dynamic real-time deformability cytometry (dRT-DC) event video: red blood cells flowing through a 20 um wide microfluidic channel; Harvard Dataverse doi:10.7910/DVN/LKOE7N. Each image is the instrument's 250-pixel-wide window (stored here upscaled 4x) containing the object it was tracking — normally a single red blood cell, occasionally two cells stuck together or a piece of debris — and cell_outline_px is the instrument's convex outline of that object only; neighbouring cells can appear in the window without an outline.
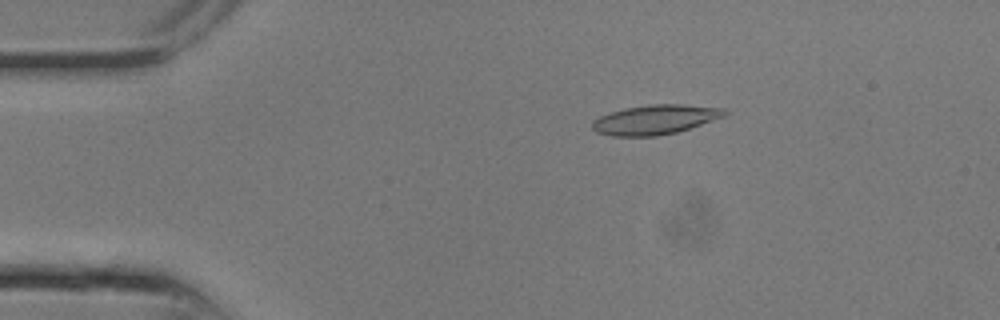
{"species": "common noctule bat (a hibernating species)", "species_latin": "Nyctalus noctula", "temperature_condition": "room temperature", "stored_images_in_passage": 21, "camera_frame_rate_fps": 3000, "um_per_image_px": 0.085, "animal": {"sex": "male", "body_mass_g": 13.3}, "frame": {"image": 1, "passage_image": 1, "time_ms": 0.0, "image_size_px": [1000, 320], "cell_outline_px": [[728, 112], [724, 116], [676, 132], [656, 136], [612, 136], [596, 132], [592, 128], [592, 120], [600, 116], [624, 108], [648, 104], [684, 104], [724, 108]], "centroid_in_image_um": [55.66, 10.16], "position_along_channel_um": 29.3, "area_um2": 22.66}}
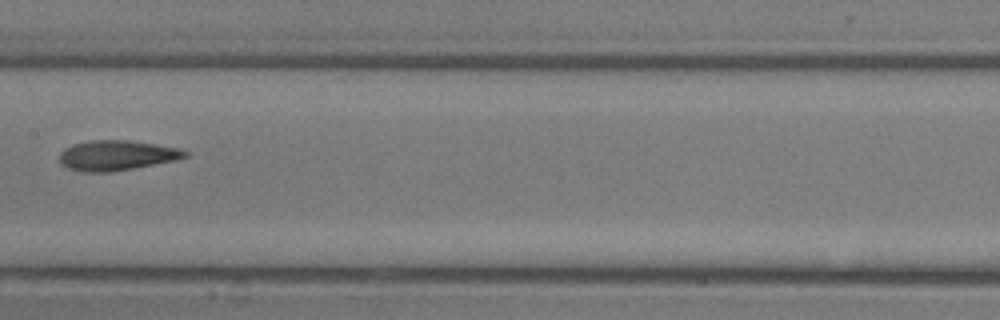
{"frame": {"image": 2, "passage_image": 9, "time_ms": 2.667, "image_size_px": [1000, 320], "cell_outline_px": [[188, 156], [176, 160], [132, 168], [108, 172], [80, 172], [68, 168], [60, 164], [60, 152], [64, 148], [72, 144], [92, 140], [128, 140], [156, 144], [180, 148], [188, 152]], "centroid_in_image_um": [9.9, 13.2], "position_along_channel_um": 197.5, "area_um2": 22.02}}
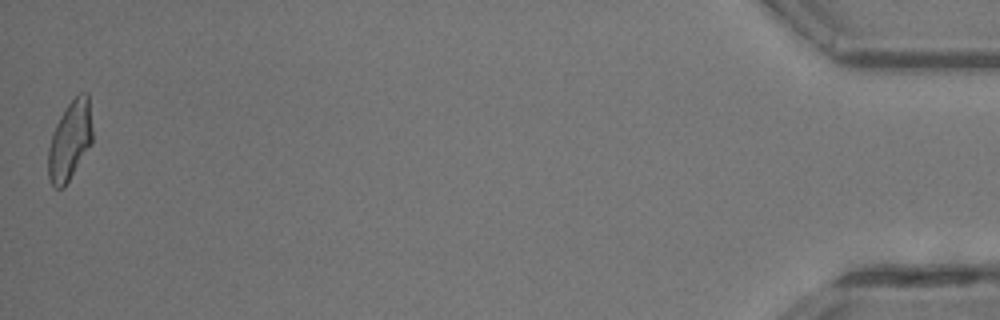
{"frame": {"image": 3, "passage_image": 21, "time_ms": 6.667, "image_size_px": [1000, 320], "cell_outline_px": [[92, 144], [64, 188], [56, 188], [52, 184], [48, 176], [48, 148], [52, 132], [60, 116], [68, 104], [80, 92], [88, 92], [92, 128]], "centroid_in_image_um": [5.94, 11.95], "position_along_channel_um": 429.3, "area_um2": 20.46}}